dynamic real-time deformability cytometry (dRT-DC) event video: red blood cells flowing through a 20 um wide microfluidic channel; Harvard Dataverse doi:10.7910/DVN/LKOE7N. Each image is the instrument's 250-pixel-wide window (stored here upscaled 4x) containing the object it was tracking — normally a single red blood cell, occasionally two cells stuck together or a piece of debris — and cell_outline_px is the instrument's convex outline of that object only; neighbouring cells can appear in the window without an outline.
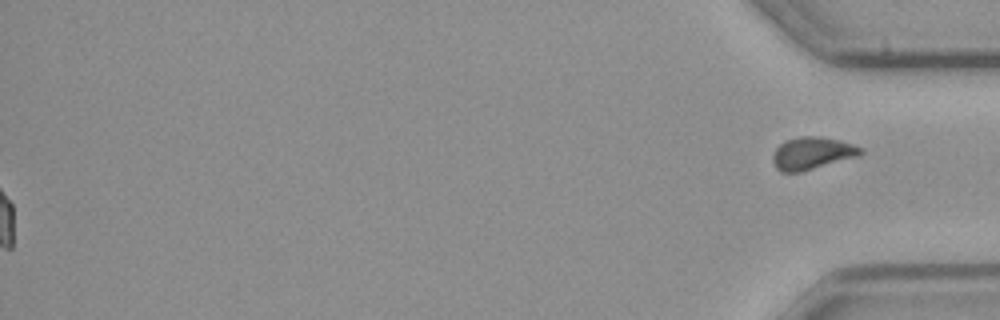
{"species": "common noctule bat (a hibernating species)", "species_latin": "Nyctalus noctula", "temperature_condition": "cold", "stored_images_in_passage": 40, "segment_of_instrument_passage": [2, 2], "camera_frame_rate_fps": 3000, "um_per_image_px": 0.085, "animal": {"sex": "male", "body_mass_g": 23.1, "forearm_length_mm": 52.7}, "frame": {"image": 1, "passage_image": 40, "time_ms": 13.0, "image_size_px": [1000, 320], "cell_outline_px": [[864, 152], [860, 156], [800, 172], [780, 172], [776, 168], [772, 160], [772, 156], [776, 148], [784, 140], [800, 136], [820, 136], [840, 140], [864, 148]], "centroid_in_image_um": [69.04, 13.02], "position_along_channel_um": 366.2, "area_um2": 16.82}}